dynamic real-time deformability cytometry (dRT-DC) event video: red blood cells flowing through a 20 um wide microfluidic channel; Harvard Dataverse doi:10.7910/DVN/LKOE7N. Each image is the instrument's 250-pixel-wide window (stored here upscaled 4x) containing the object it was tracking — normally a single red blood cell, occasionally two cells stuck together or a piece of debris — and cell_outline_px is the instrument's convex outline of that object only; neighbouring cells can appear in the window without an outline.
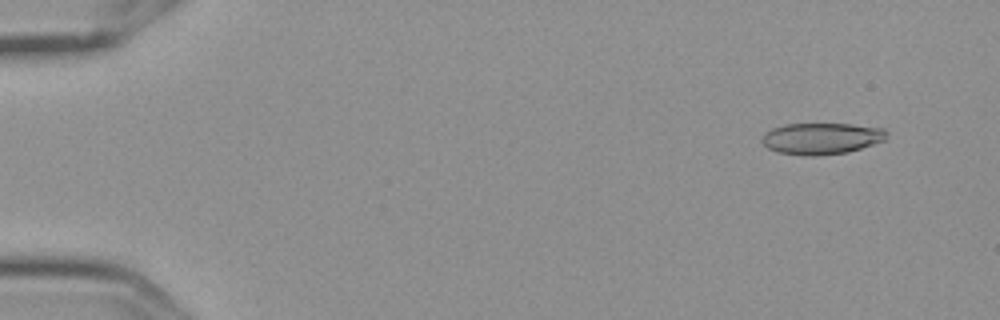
{"species": "Egyptian fruit bat (a non-hibernating species)", "species_latin": "Rousettus aegyptiacus", "temperature_condition": "cold", "stored_images_in_passage": 10, "camera_frame_rate_fps": 3000, "um_per_image_px": 0.085, "frame": {"image": 1, "passage_image": 2, "time_ms": 0.333, "image_size_px": [1000, 320], "cell_outline_px": [[888, 132], [884, 140], [848, 152], [816, 156], [804, 156], [776, 152], [768, 148], [760, 140], [764, 132], [772, 128], [784, 124], [852, 124], [884, 128]], "centroid_in_image_um": [69.78, 11.77], "position_along_channel_um": 15.2, "area_um2": 23.0}}
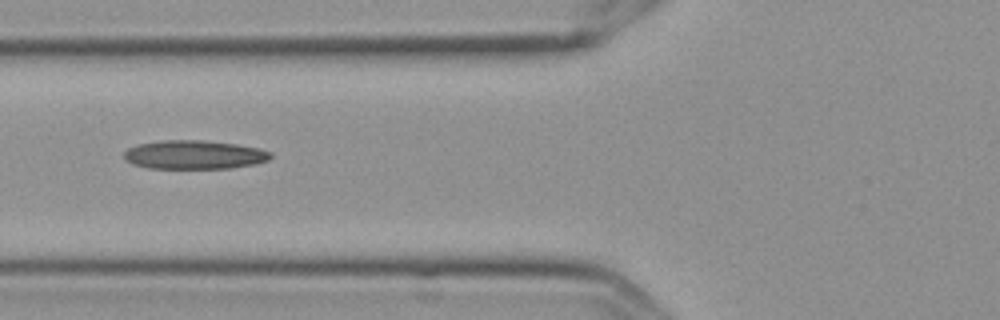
{"frame": {"image": 2, "passage_image": 7, "time_ms": 2.0, "image_size_px": [1000, 320], "cell_outline_px": [[272, 156], [268, 160], [256, 164], [232, 168], [148, 168], [132, 164], [124, 160], [124, 152], [128, 148], [136, 144], [160, 140], [204, 140], [236, 144], [260, 148], [272, 152]], "centroid_in_image_um": [16.5, 13.15], "position_along_channel_um": 109.3, "area_um2": 24.85}}
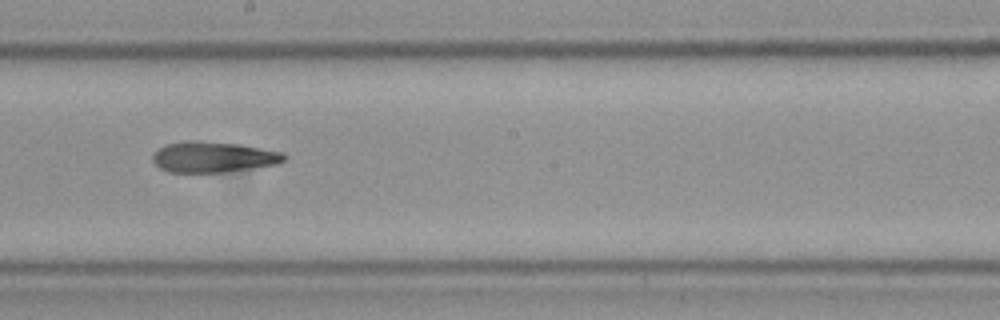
{"frame": {"image": 3, "passage_image": 10, "time_ms": 3.0, "image_size_px": [1000, 320], "cell_outline_px": [[288, 156], [284, 160], [276, 164], [220, 172], [168, 172], [160, 168], [152, 160], [152, 156], [160, 148], [168, 144], [184, 140], [196, 140], [240, 144], [284, 152]], "centroid_in_image_um": [18.13, 13.33], "position_along_channel_um": 230.1, "area_um2": 23.41}}